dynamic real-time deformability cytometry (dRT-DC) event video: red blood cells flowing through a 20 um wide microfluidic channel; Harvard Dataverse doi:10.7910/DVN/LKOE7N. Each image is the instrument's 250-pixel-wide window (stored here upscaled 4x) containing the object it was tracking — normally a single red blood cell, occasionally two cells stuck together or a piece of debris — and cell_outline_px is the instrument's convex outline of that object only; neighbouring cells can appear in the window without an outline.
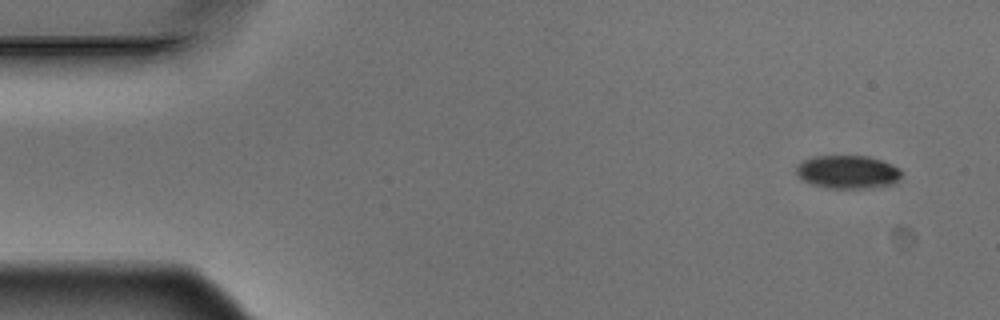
{"species": "Egyptian fruit bat (a non-hibernating species)", "species_latin": "Rousettus aegyptiacus", "temperature_condition": "warm", "stored_images_in_passage": 8, "camera_frame_rate_fps": 3000, "um_per_image_px": 0.085, "animal": {"sex": "male"}, "frame": {"image": 1, "passage_image": 1, "time_ms": 0.0, "image_size_px": [1000, 320], "cell_outline_px": [[900, 176], [892, 184], [864, 188], [828, 188], [812, 184], [796, 176], [796, 164], [804, 160], [816, 156], [868, 156], [892, 164], [900, 168]], "centroid_in_image_um": [72.01, 14.61], "position_along_channel_um": 13.0, "area_um2": 20.23}}
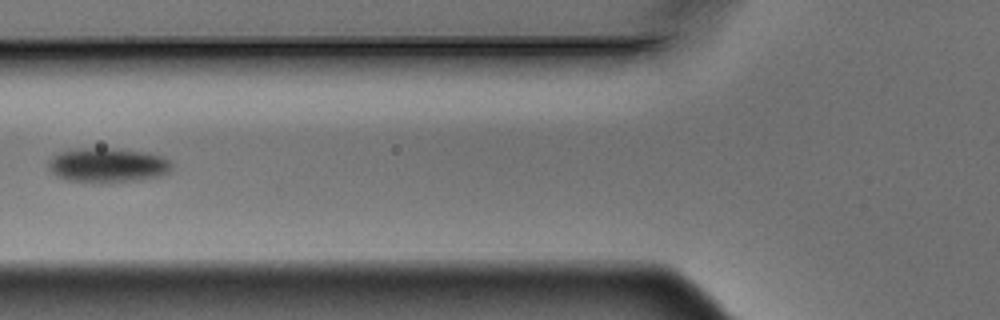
{"frame": {"image": 2, "passage_image": 6, "time_ms": 1.667, "image_size_px": [1000, 320], "cell_outline_px": [[172, 168], [168, 172], [160, 176], [140, 180], [100, 184], [64, 180], [56, 176], [48, 168], [48, 160], [52, 156], [60, 152], [80, 148], [112, 148], [148, 152], [172, 160]], "centroid_in_image_um": [9.14, 14.06], "position_along_channel_um": 116.7, "area_um2": 25.43}}
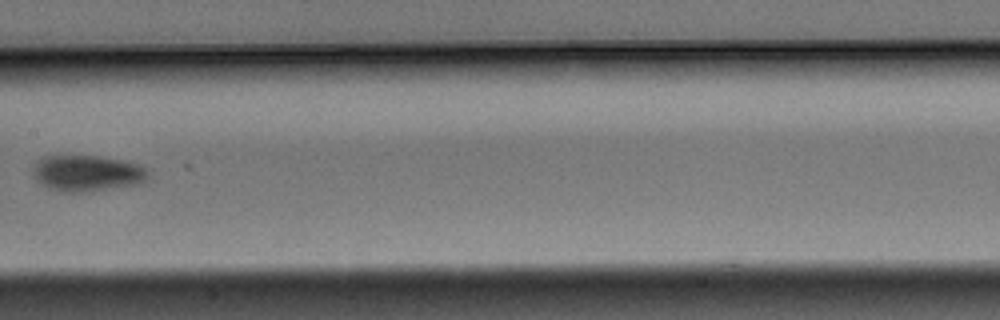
{"frame": {"image": 3, "passage_image": 8, "time_ms": 2.333, "image_size_px": [1000, 320], "cell_outline_px": [[148, 176], [140, 184], [88, 192], [64, 192], [48, 188], [36, 180], [32, 168], [44, 156], [96, 156], [124, 160], [140, 164], [148, 172]], "centroid_in_image_um": [7.42, 14.73], "position_along_channel_um": 200.0, "area_um2": 24.22}}